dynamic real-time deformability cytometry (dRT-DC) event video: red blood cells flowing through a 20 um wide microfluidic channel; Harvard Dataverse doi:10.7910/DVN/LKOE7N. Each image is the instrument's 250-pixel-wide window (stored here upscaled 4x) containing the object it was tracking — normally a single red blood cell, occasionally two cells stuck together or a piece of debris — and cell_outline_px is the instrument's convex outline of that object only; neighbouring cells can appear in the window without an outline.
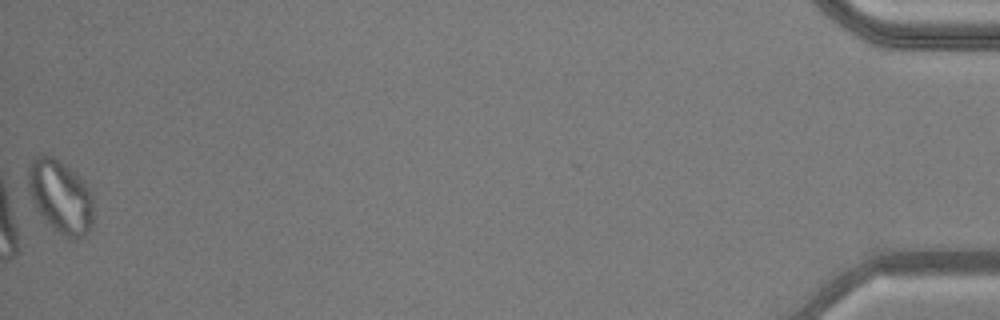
{"species": "common noctule bat (a hibernating species)", "species_latin": "Nyctalus noctula", "temperature_condition": "warm", "stored_images_in_passage": 38, "camera_frame_rate_fps": 3000, "um_per_image_px": 0.085, "animal": {"sex": "male", "body_mass_g": 20.5, "forearm_length_mm": 52.5}, "frame": {"image": 1, "passage_image": 38, "time_ms": 12.333, "image_size_px": [1000, 320], "cell_outline_px": [[92, 228], [84, 236], [76, 240], [72, 240], [56, 232], [48, 224], [24, 192], [28, 164], [40, 152], [44, 152], [52, 156], [76, 172], [84, 180], [92, 196]], "centroid_in_image_um": [5.07, 16.68], "position_along_channel_um": 430.1, "area_um2": 29.02}, "authors_computed_cell_mechanics": {"area_um2": 19.1607, "velocity_mm_per_s": 3.8292, "shape_relaxation_time_tau1_ms": null, "shape_relaxation_time_tau2_ms": 7.5017, "deformation_change_tau1": null, "deformation_change_tau2": 0.138}}